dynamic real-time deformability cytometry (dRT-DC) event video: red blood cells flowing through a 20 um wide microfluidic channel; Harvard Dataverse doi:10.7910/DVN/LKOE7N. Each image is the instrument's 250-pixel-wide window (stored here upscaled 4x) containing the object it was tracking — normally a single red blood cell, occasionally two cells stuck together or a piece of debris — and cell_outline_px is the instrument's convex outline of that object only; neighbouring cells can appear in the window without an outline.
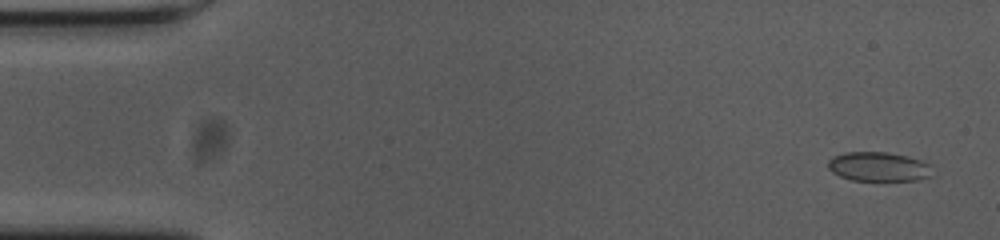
{"species": "common noctule bat (a hibernating species)", "species_latin": "Nyctalus noctula", "temperature_condition": "cold", "stored_images_in_passage": 54, "camera_frame_rate_fps": 3000, "um_per_image_px": 0.085, "animal": {"sex": "female", "body_mass_g": 23.0, "forearm_length_mm": 53.4}, "frame": {"image": 1, "passage_image": 1, "time_ms": 0.0, "image_size_px": [1000, 240], "cell_outline_px": [[932, 176], [916, 180], [852, 180], [840, 176], [832, 172], [828, 168], [828, 160], [832, 156], [844, 152], [888, 152], [920, 160], [928, 164]], "centroid_in_image_um": [74.62, 14.16], "position_along_channel_um": 10.4, "area_um2": 17.63}}
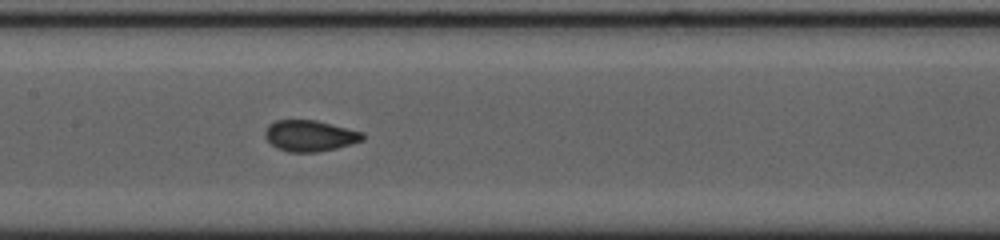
{"frame": {"image": 2, "passage_image": 25, "time_ms": 8.0, "image_size_px": [1000, 240], "cell_outline_px": [[364, 140], [336, 148], [316, 152], [288, 152], [276, 148], [264, 136], [264, 132], [268, 124], [276, 120], [316, 120], [364, 132]], "centroid_in_image_um": [26.33, 11.53], "position_along_channel_um": 181.1, "area_um2": 17.74}}
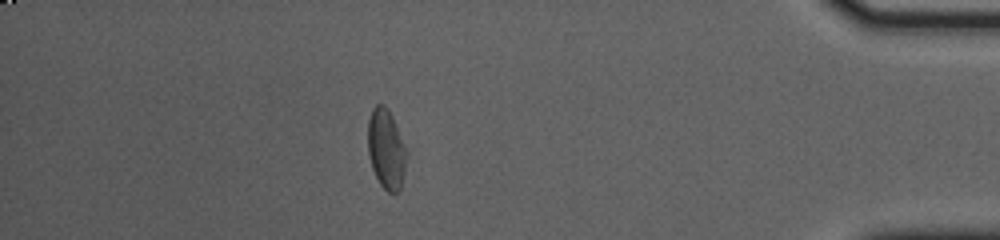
{"frame": {"image": 3, "passage_image": 47, "time_ms": 15.333, "image_size_px": [1000, 240], "cell_outline_px": [[408, 152], [400, 192], [388, 192], [380, 184], [372, 168], [368, 156], [368, 120], [372, 108], [376, 104], [384, 104], [388, 108], [392, 116]], "centroid_in_image_um": [32.83, 12.66], "position_along_channel_um": 402.4, "area_um2": 18.15}, "authors_computed_cell_mechanics": {"area_um2": 17.629, "velocity_mm_per_s": 3.6556, "shape_relaxation_time_tau1_ms": 6.0974, "shape_relaxation_time_tau2_ms": null, "deformation_change_tau1": 0.1257, "deformation_change_tau2": null}}